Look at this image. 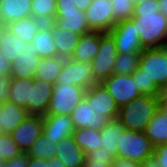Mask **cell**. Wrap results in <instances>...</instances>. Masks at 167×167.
<instances>
[{
  "label": "cell",
  "instance_id": "6da1fadb",
  "mask_svg": "<svg viewBox=\"0 0 167 167\" xmlns=\"http://www.w3.org/2000/svg\"><path fill=\"white\" fill-rule=\"evenodd\" d=\"M131 20L144 49L167 46V17L160 12L158 0L135 4Z\"/></svg>",
  "mask_w": 167,
  "mask_h": 167
},
{
  "label": "cell",
  "instance_id": "7a4b0ae2",
  "mask_svg": "<svg viewBox=\"0 0 167 167\" xmlns=\"http://www.w3.org/2000/svg\"><path fill=\"white\" fill-rule=\"evenodd\" d=\"M158 110V95H141L119 108L118 120L127 129L144 132Z\"/></svg>",
  "mask_w": 167,
  "mask_h": 167
},
{
  "label": "cell",
  "instance_id": "3957f363",
  "mask_svg": "<svg viewBox=\"0 0 167 167\" xmlns=\"http://www.w3.org/2000/svg\"><path fill=\"white\" fill-rule=\"evenodd\" d=\"M154 146L145 132L124 130L118 142L116 158L127 159L141 164L153 156Z\"/></svg>",
  "mask_w": 167,
  "mask_h": 167
},
{
  "label": "cell",
  "instance_id": "277c9868",
  "mask_svg": "<svg viewBox=\"0 0 167 167\" xmlns=\"http://www.w3.org/2000/svg\"><path fill=\"white\" fill-rule=\"evenodd\" d=\"M138 68L160 90L167 86V46L143 49Z\"/></svg>",
  "mask_w": 167,
  "mask_h": 167
},
{
  "label": "cell",
  "instance_id": "5b68a950",
  "mask_svg": "<svg viewBox=\"0 0 167 167\" xmlns=\"http://www.w3.org/2000/svg\"><path fill=\"white\" fill-rule=\"evenodd\" d=\"M86 89L77 85L55 84L46 115H69L85 98Z\"/></svg>",
  "mask_w": 167,
  "mask_h": 167
},
{
  "label": "cell",
  "instance_id": "8992f818",
  "mask_svg": "<svg viewBox=\"0 0 167 167\" xmlns=\"http://www.w3.org/2000/svg\"><path fill=\"white\" fill-rule=\"evenodd\" d=\"M99 51L91 62L95 81L101 83L114 74L118 51L113 36L109 32H100Z\"/></svg>",
  "mask_w": 167,
  "mask_h": 167
},
{
  "label": "cell",
  "instance_id": "52a82bcc",
  "mask_svg": "<svg viewBox=\"0 0 167 167\" xmlns=\"http://www.w3.org/2000/svg\"><path fill=\"white\" fill-rule=\"evenodd\" d=\"M55 84L77 85L89 89L97 82L91 64L67 58Z\"/></svg>",
  "mask_w": 167,
  "mask_h": 167
},
{
  "label": "cell",
  "instance_id": "ba28073f",
  "mask_svg": "<svg viewBox=\"0 0 167 167\" xmlns=\"http://www.w3.org/2000/svg\"><path fill=\"white\" fill-rule=\"evenodd\" d=\"M101 84L119 108L142 95L137 89L136 82L133 81L132 74H113L103 80Z\"/></svg>",
  "mask_w": 167,
  "mask_h": 167
},
{
  "label": "cell",
  "instance_id": "9c48e42d",
  "mask_svg": "<svg viewBox=\"0 0 167 167\" xmlns=\"http://www.w3.org/2000/svg\"><path fill=\"white\" fill-rule=\"evenodd\" d=\"M109 33L114 38L118 53H141L144 49L141 44L140 34L131 19L116 23Z\"/></svg>",
  "mask_w": 167,
  "mask_h": 167
},
{
  "label": "cell",
  "instance_id": "30bf717a",
  "mask_svg": "<svg viewBox=\"0 0 167 167\" xmlns=\"http://www.w3.org/2000/svg\"><path fill=\"white\" fill-rule=\"evenodd\" d=\"M43 133V116H28L10 133L12 139L23 153H27L32 143Z\"/></svg>",
  "mask_w": 167,
  "mask_h": 167
},
{
  "label": "cell",
  "instance_id": "8fae6325",
  "mask_svg": "<svg viewBox=\"0 0 167 167\" xmlns=\"http://www.w3.org/2000/svg\"><path fill=\"white\" fill-rule=\"evenodd\" d=\"M112 7L110 0H92L85 11L91 31L109 32L115 26Z\"/></svg>",
  "mask_w": 167,
  "mask_h": 167
},
{
  "label": "cell",
  "instance_id": "7c38bea8",
  "mask_svg": "<svg viewBox=\"0 0 167 167\" xmlns=\"http://www.w3.org/2000/svg\"><path fill=\"white\" fill-rule=\"evenodd\" d=\"M75 129L91 128L100 130L109 119L97 111L86 98L77 104L70 114Z\"/></svg>",
  "mask_w": 167,
  "mask_h": 167
},
{
  "label": "cell",
  "instance_id": "4fadbf2b",
  "mask_svg": "<svg viewBox=\"0 0 167 167\" xmlns=\"http://www.w3.org/2000/svg\"><path fill=\"white\" fill-rule=\"evenodd\" d=\"M54 84L33 78V87H30L29 102L25 109L28 114L46 115Z\"/></svg>",
  "mask_w": 167,
  "mask_h": 167
},
{
  "label": "cell",
  "instance_id": "5bb4252c",
  "mask_svg": "<svg viewBox=\"0 0 167 167\" xmlns=\"http://www.w3.org/2000/svg\"><path fill=\"white\" fill-rule=\"evenodd\" d=\"M85 98L97 111L104 114L109 120L118 118L119 107L101 83H97L86 89Z\"/></svg>",
  "mask_w": 167,
  "mask_h": 167
},
{
  "label": "cell",
  "instance_id": "9a60e30c",
  "mask_svg": "<svg viewBox=\"0 0 167 167\" xmlns=\"http://www.w3.org/2000/svg\"><path fill=\"white\" fill-rule=\"evenodd\" d=\"M40 60L36 48L28 43L24 54H20L12 63L10 78L33 79Z\"/></svg>",
  "mask_w": 167,
  "mask_h": 167
},
{
  "label": "cell",
  "instance_id": "2e32d148",
  "mask_svg": "<svg viewBox=\"0 0 167 167\" xmlns=\"http://www.w3.org/2000/svg\"><path fill=\"white\" fill-rule=\"evenodd\" d=\"M75 128L69 115H44L43 134L57 143L73 135Z\"/></svg>",
  "mask_w": 167,
  "mask_h": 167
},
{
  "label": "cell",
  "instance_id": "e0dca14e",
  "mask_svg": "<svg viewBox=\"0 0 167 167\" xmlns=\"http://www.w3.org/2000/svg\"><path fill=\"white\" fill-rule=\"evenodd\" d=\"M56 157L60 158L65 167H83L86 153L78 146L74 136L60 140L56 146Z\"/></svg>",
  "mask_w": 167,
  "mask_h": 167
},
{
  "label": "cell",
  "instance_id": "ac0fdd59",
  "mask_svg": "<svg viewBox=\"0 0 167 167\" xmlns=\"http://www.w3.org/2000/svg\"><path fill=\"white\" fill-rule=\"evenodd\" d=\"M32 0H1L0 23L6 26L31 16Z\"/></svg>",
  "mask_w": 167,
  "mask_h": 167
},
{
  "label": "cell",
  "instance_id": "d6986e66",
  "mask_svg": "<svg viewBox=\"0 0 167 167\" xmlns=\"http://www.w3.org/2000/svg\"><path fill=\"white\" fill-rule=\"evenodd\" d=\"M50 29L54 37L57 56L65 59L71 58L81 35L60 27L55 21L50 23Z\"/></svg>",
  "mask_w": 167,
  "mask_h": 167
},
{
  "label": "cell",
  "instance_id": "ffe728a7",
  "mask_svg": "<svg viewBox=\"0 0 167 167\" xmlns=\"http://www.w3.org/2000/svg\"><path fill=\"white\" fill-rule=\"evenodd\" d=\"M100 46V31H91L81 35L72 54V59L78 62L91 64L98 53Z\"/></svg>",
  "mask_w": 167,
  "mask_h": 167
},
{
  "label": "cell",
  "instance_id": "44dd1931",
  "mask_svg": "<svg viewBox=\"0 0 167 167\" xmlns=\"http://www.w3.org/2000/svg\"><path fill=\"white\" fill-rule=\"evenodd\" d=\"M0 133L10 134L27 116L25 108L5 101L0 104Z\"/></svg>",
  "mask_w": 167,
  "mask_h": 167
},
{
  "label": "cell",
  "instance_id": "7402d4cb",
  "mask_svg": "<svg viewBox=\"0 0 167 167\" xmlns=\"http://www.w3.org/2000/svg\"><path fill=\"white\" fill-rule=\"evenodd\" d=\"M60 27L79 35L91 32L85 11L56 12L55 20Z\"/></svg>",
  "mask_w": 167,
  "mask_h": 167
},
{
  "label": "cell",
  "instance_id": "603a6c76",
  "mask_svg": "<svg viewBox=\"0 0 167 167\" xmlns=\"http://www.w3.org/2000/svg\"><path fill=\"white\" fill-rule=\"evenodd\" d=\"M45 23L32 16L7 24L5 28L25 43H31Z\"/></svg>",
  "mask_w": 167,
  "mask_h": 167
},
{
  "label": "cell",
  "instance_id": "cb8c5ba5",
  "mask_svg": "<svg viewBox=\"0 0 167 167\" xmlns=\"http://www.w3.org/2000/svg\"><path fill=\"white\" fill-rule=\"evenodd\" d=\"M126 128L118 119L109 120L101 129L100 136L103 150L111 153L115 158L117 155L118 142Z\"/></svg>",
  "mask_w": 167,
  "mask_h": 167
},
{
  "label": "cell",
  "instance_id": "d4e9b609",
  "mask_svg": "<svg viewBox=\"0 0 167 167\" xmlns=\"http://www.w3.org/2000/svg\"><path fill=\"white\" fill-rule=\"evenodd\" d=\"M27 43L19 39L17 36L12 34L5 27L1 29L0 32V51L4 58L10 62L14 63L15 59L20 55L24 54L26 50Z\"/></svg>",
  "mask_w": 167,
  "mask_h": 167
},
{
  "label": "cell",
  "instance_id": "484cf974",
  "mask_svg": "<svg viewBox=\"0 0 167 167\" xmlns=\"http://www.w3.org/2000/svg\"><path fill=\"white\" fill-rule=\"evenodd\" d=\"M64 63L65 58L59 56L41 58L39 65L37 66L34 79L43 80L55 85Z\"/></svg>",
  "mask_w": 167,
  "mask_h": 167
},
{
  "label": "cell",
  "instance_id": "4316f807",
  "mask_svg": "<svg viewBox=\"0 0 167 167\" xmlns=\"http://www.w3.org/2000/svg\"><path fill=\"white\" fill-rule=\"evenodd\" d=\"M144 132L154 147L167 144V116L157 110Z\"/></svg>",
  "mask_w": 167,
  "mask_h": 167
},
{
  "label": "cell",
  "instance_id": "83f0119b",
  "mask_svg": "<svg viewBox=\"0 0 167 167\" xmlns=\"http://www.w3.org/2000/svg\"><path fill=\"white\" fill-rule=\"evenodd\" d=\"M31 44L38 51L40 58L57 57L54 37L50 29V23L44 24L40 31L35 35Z\"/></svg>",
  "mask_w": 167,
  "mask_h": 167
},
{
  "label": "cell",
  "instance_id": "f1b7e54d",
  "mask_svg": "<svg viewBox=\"0 0 167 167\" xmlns=\"http://www.w3.org/2000/svg\"><path fill=\"white\" fill-rule=\"evenodd\" d=\"M30 87H33V79L11 78L8 101L25 108L29 102Z\"/></svg>",
  "mask_w": 167,
  "mask_h": 167
},
{
  "label": "cell",
  "instance_id": "f546056e",
  "mask_svg": "<svg viewBox=\"0 0 167 167\" xmlns=\"http://www.w3.org/2000/svg\"><path fill=\"white\" fill-rule=\"evenodd\" d=\"M78 146L86 153L100 149L102 146L100 130L91 128H78L73 132Z\"/></svg>",
  "mask_w": 167,
  "mask_h": 167
},
{
  "label": "cell",
  "instance_id": "4dcf8cb0",
  "mask_svg": "<svg viewBox=\"0 0 167 167\" xmlns=\"http://www.w3.org/2000/svg\"><path fill=\"white\" fill-rule=\"evenodd\" d=\"M56 146V141L42 133V135L32 143V146L26 154L28 157L48 160L56 155Z\"/></svg>",
  "mask_w": 167,
  "mask_h": 167
},
{
  "label": "cell",
  "instance_id": "1f68e13d",
  "mask_svg": "<svg viewBox=\"0 0 167 167\" xmlns=\"http://www.w3.org/2000/svg\"><path fill=\"white\" fill-rule=\"evenodd\" d=\"M57 0H32L31 16L45 24L55 20Z\"/></svg>",
  "mask_w": 167,
  "mask_h": 167
},
{
  "label": "cell",
  "instance_id": "d6a6232c",
  "mask_svg": "<svg viewBox=\"0 0 167 167\" xmlns=\"http://www.w3.org/2000/svg\"><path fill=\"white\" fill-rule=\"evenodd\" d=\"M140 53L122 54L118 53L114 65V74L130 75L139 66Z\"/></svg>",
  "mask_w": 167,
  "mask_h": 167
},
{
  "label": "cell",
  "instance_id": "836d02e7",
  "mask_svg": "<svg viewBox=\"0 0 167 167\" xmlns=\"http://www.w3.org/2000/svg\"><path fill=\"white\" fill-rule=\"evenodd\" d=\"M23 151L15 143L10 134L0 133V158L10 161L15 157L21 156Z\"/></svg>",
  "mask_w": 167,
  "mask_h": 167
},
{
  "label": "cell",
  "instance_id": "e575fe53",
  "mask_svg": "<svg viewBox=\"0 0 167 167\" xmlns=\"http://www.w3.org/2000/svg\"><path fill=\"white\" fill-rule=\"evenodd\" d=\"M113 5V18L115 23L130 20L134 14V3L132 0H110Z\"/></svg>",
  "mask_w": 167,
  "mask_h": 167
},
{
  "label": "cell",
  "instance_id": "d590c367",
  "mask_svg": "<svg viewBox=\"0 0 167 167\" xmlns=\"http://www.w3.org/2000/svg\"><path fill=\"white\" fill-rule=\"evenodd\" d=\"M133 81L137 84V89L142 95H159L160 89L155 85L153 81L143 75V72L137 68L134 73H132Z\"/></svg>",
  "mask_w": 167,
  "mask_h": 167
},
{
  "label": "cell",
  "instance_id": "8d00e7d4",
  "mask_svg": "<svg viewBox=\"0 0 167 167\" xmlns=\"http://www.w3.org/2000/svg\"><path fill=\"white\" fill-rule=\"evenodd\" d=\"M115 157L103 150V148L93 150L86 154V162H105V164H112Z\"/></svg>",
  "mask_w": 167,
  "mask_h": 167
},
{
  "label": "cell",
  "instance_id": "74e56055",
  "mask_svg": "<svg viewBox=\"0 0 167 167\" xmlns=\"http://www.w3.org/2000/svg\"><path fill=\"white\" fill-rule=\"evenodd\" d=\"M153 155L162 167H167V144L154 147Z\"/></svg>",
  "mask_w": 167,
  "mask_h": 167
},
{
  "label": "cell",
  "instance_id": "f35d334b",
  "mask_svg": "<svg viewBox=\"0 0 167 167\" xmlns=\"http://www.w3.org/2000/svg\"><path fill=\"white\" fill-rule=\"evenodd\" d=\"M10 77L0 76V104L8 101Z\"/></svg>",
  "mask_w": 167,
  "mask_h": 167
},
{
  "label": "cell",
  "instance_id": "ab89813d",
  "mask_svg": "<svg viewBox=\"0 0 167 167\" xmlns=\"http://www.w3.org/2000/svg\"><path fill=\"white\" fill-rule=\"evenodd\" d=\"M28 165V156L26 153L22 154L19 157H15L10 161H5L1 167H27Z\"/></svg>",
  "mask_w": 167,
  "mask_h": 167
},
{
  "label": "cell",
  "instance_id": "60d3db41",
  "mask_svg": "<svg viewBox=\"0 0 167 167\" xmlns=\"http://www.w3.org/2000/svg\"><path fill=\"white\" fill-rule=\"evenodd\" d=\"M78 11L72 0H57L56 12Z\"/></svg>",
  "mask_w": 167,
  "mask_h": 167
},
{
  "label": "cell",
  "instance_id": "b9f144b4",
  "mask_svg": "<svg viewBox=\"0 0 167 167\" xmlns=\"http://www.w3.org/2000/svg\"><path fill=\"white\" fill-rule=\"evenodd\" d=\"M27 167H52V157L48 160L28 157Z\"/></svg>",
  "mask_w": 167,
  "mask_h": 167
},
{
  "label": "cell",
  "instance_id": "7bdbcfd3",
  "mask_svg": "<svg viewBox=\"0 0 167 167\" xmlns=\"http://www.w3.org/2000/svg\"><path fill=\"white\" fill-rule=\"evenodd\" d=\"M11 63L8 62L0 51V76L10 77Z\"/></svg>",
  "mask_w": 167,
  "mask_h": 167
},
{
  "label": "cell",
  "instance_id": "ee69618b",
  "mask_svg": "<svg viewBox=\"0 0 167 167\" xmlns=\"http://www.w3.org/2000/svg\"><path fill=\"white\" fill-rule=\"evenodd\" d=\"M112 167H142V164L127 159L115 158Z\"/></svg>",
  "mask_w": 167,
  "mask_h": 167
},
{
  "label": "cell",
  "instance_id": "f6af8a7d",
  "mask_svg": "<svg viewBox=\"0 0 167 167\" xmlns=\"http://www.w3.org/2000/svg\"><path fill=\"white\" fill-rule=\"evenodd\" d=\"M75 3V6L78 10L86 11L90 4L92 3V0H72Z\"/></svg>",
  "mask_w": 167,
  "mask_h": 167
},
{
  "label": "cell",
  "instance_id": "bcb514c9",
  "mask_svg": "<svg viewBox=\"0 0 167 167\" xmlns=\"http://www.w3.org/2000/svg\"><path fill=\"white\" fill-rule=\"evenodd\" d=\"M141 164L142 167H162L154 155L143 161Z\"/></svg>",
  "mask_w": 167,
  "mask_h": 167
},
{
  "label": "cell",
  "instance_id": "7dc6e473",
  "mask_svg": "<svg viewBox=\"0 0 167 167\" xmlns=\"http://www.w3.org/2000/svg\"><path fill=\"white\" fill-rule=\"evenodd\" d=\"M83 167H112L111 164H105V162H85Z\"/></svg>",
  "mask_w": 167,
  "mask_h": 167
},
{
  "label": "cell",
  "instance_id": "c3c4849f",
  "mask_svg": "<svg viewBox=\"0 0 167 167\" xmlns=\"http://www.w3.org/2000/svg\"><path fill=\"white\" fill-rule=\"evenodd\" d=\"M160 12L167 17V0H158Z\"/></svg>",
  "mask_w": 167,
  "mask_h": 167
},
{
  "label": "cell",
  "instance_id": "681fc988",
  "mask_svg": "<svg viewBox=\"0 0 167 167\" xmlns=\"http://www.w3.org/2000/svg\"><path fill=\"white\" fill-rule=\"evenodd\" d=\"M158 110L167 116V101H158Z\"/></svg>",
  "mask_w": 167,
  "mask_h": 167
},
{
  "label": "cell",
  "instance_id": "f907efd6",
  "mask_svg": "<svg viewBox=\"0 0 167 167\" xmlns=\"http://www.w3.org/2000/svg\"><path fill=\"white\" fill-rule=\"evenodd\" d=\"M158 101H167V86L163 87L160 90V94L158 95Z\"/></svg>",
  "mask_w": 167,
  "mask_h": 167
},
{
  "label": "cell",
  "instance_id": "816d5d0a",
  "mask_svg": "<svg viewBox=\"0 0 167 167\" xmlns=\"http://www.w3.org/2000/svg\"><path fill=\"white\" fill-rule=\"evenodd\" d=\"M52 167H65L60 158L52 157Z\"/></svg>",
  "mask_w": 167,
  "mask_h": 167
},
{
  "label": "cell",
  "instance_id": "f5cc1de1",
  "mask_svg": "<svg viewBox=\"0 0 167 167\" xmlns=\"http://www.w3.org/2000/svg\"><path fill=\"white\" fill-rule=\"evenodd\" d=\"M145 1H150V0H132V2L135 4L137 3H142V2H145Z\"/></svg>",
  "mask_w": 167,
  "mask_h": 167
},
{
  "label": "cell",
  "instance_id": "db71d44e",
  "mask_svg": "<svg viewBox=\"0 0 167 167\" xmlns=\"http://www.w3.org/2000/svg\"><path fill=\"white\" fill-rule=\"evenodd\" d=\"M4 162L5 161L0 158V167L3 166Z\"/></svg>",
  "mask_w": 167,
  "mask_h": 167
},
{
  "label": "cell",
  "instance_id": "11a10c76",
  "mask_svg": "<svg viewBox=\"0 0 167 167\" xmlns=\"http://www.w3.org/2000/svg\"><path fill=\"white\" fill-rule=\"evenodd\" d=\"M3 27H4V26H2L1 23H0V32H1V29H2Z\"/></svg>",
  "mask_w": 167,
  "mask_h": 167
}]
</instances>
